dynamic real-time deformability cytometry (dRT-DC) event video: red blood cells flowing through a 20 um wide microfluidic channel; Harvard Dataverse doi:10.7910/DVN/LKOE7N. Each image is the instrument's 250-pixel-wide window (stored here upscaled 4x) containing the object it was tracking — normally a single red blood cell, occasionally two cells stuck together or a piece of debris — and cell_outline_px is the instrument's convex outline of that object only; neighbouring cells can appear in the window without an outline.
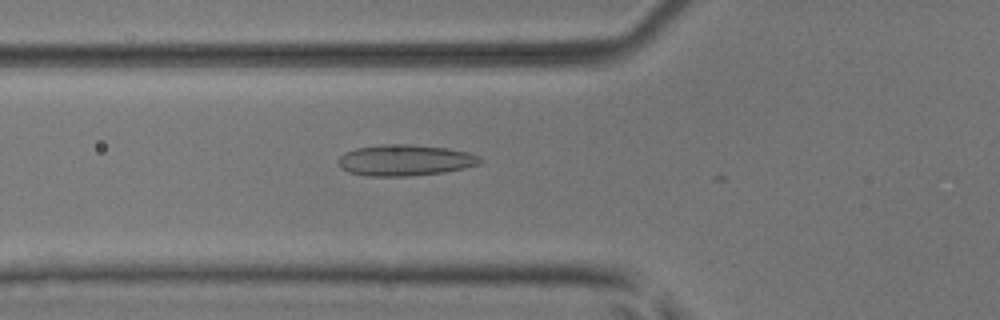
{"species": "common noctule bat (a hibernating species)", "species_latin": "Nyctalus noctula", "temperature_condition": "room temperature", "stored_images_in_passage": 12, "camera_frame_rate_fps": 3000, "um_per_image_px": 0.085, "animal": {"sex": "male", "body_mass_g": 17.9, "forearm_length_mm": 54.2}, "frame": {"image": 1, "passage_image": 7, "time_ms": 2.0, "image_size_px": [1000, 320], "cell_outline_px": [[484, 160], [480, 164], [464, 168], [444, 172], [408, 176], [368, 176], [348, 172], [340, 168], [336, 160], [344, 152], [356, 148], [384, 144], [412, 144], [448, 148], [468, 152], [480, 156]], "centroid_in_image_um": [34.42, 13.61], "position_along_channel_um": 91.4, "area_um2": 26.01}}
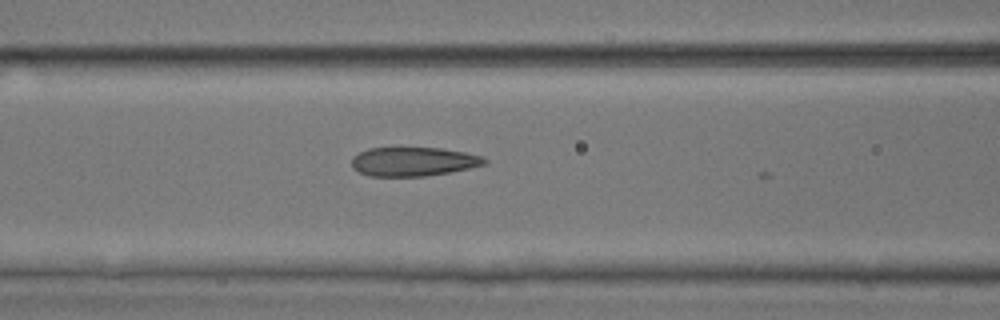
{"frame": {"image": 2, "passage_image": 10, "time_ms": 3.0, "image_size_px": [1000, 320], "cell_outline_px": [[488, 160], [484, 164], [468, 168], [448, 172], [424, 176], [368, 176], [352, 168], [352, 156], [368, 148], [440, 148], [464, 152], [484, 156]], "centroid_in_image_um": [35.11, 13.73], "position_along_channel_um": 131.5, "area_um2": 22.31}}